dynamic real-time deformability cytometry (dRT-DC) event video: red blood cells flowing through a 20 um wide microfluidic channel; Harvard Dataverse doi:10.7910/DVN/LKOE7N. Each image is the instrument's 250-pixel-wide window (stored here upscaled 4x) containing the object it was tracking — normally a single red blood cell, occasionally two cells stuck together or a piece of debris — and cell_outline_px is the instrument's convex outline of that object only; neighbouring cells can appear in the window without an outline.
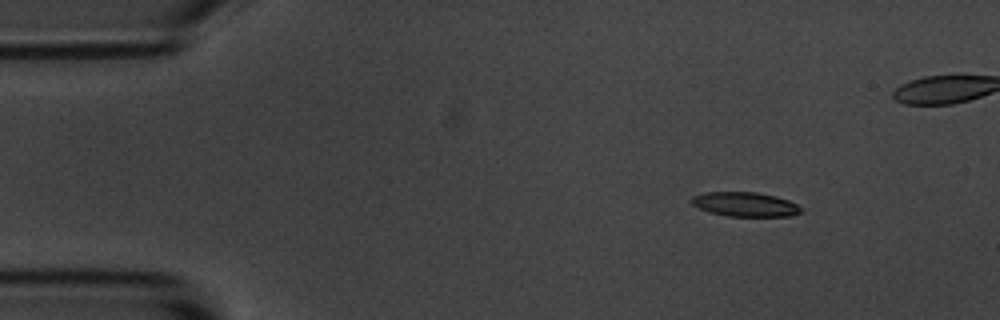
{"species": "common noctule bat (a hibernating species)", "species_latin": "Nyctalus noctula", "temperature_condition": "room temperature", "stored_images_in_passage": 5, "camera_frame_rate_fps": 3000, "um_per_image_px": 0.085, "animal": {"sex": "male", "body_mass_g": 20.1, "forearm_length_mm": 53.5}, "frame": {"image": 1, "passage_image": 2, "time_ms": 1.0, "image_size_px": [1000, 320], "cell_outline_px": [[804, 212], [792, 216], [728, 216], [712, 212], [700, 208], [692, 204], [688, 200], [692, 196], [704, 192], [756, 192], [776, 196], [788, 200], [804, 208]], "centroid_in_image_um": [63.37, 17.36], "position_along_channel_um": 21.6, "area_um2": 15.66}}